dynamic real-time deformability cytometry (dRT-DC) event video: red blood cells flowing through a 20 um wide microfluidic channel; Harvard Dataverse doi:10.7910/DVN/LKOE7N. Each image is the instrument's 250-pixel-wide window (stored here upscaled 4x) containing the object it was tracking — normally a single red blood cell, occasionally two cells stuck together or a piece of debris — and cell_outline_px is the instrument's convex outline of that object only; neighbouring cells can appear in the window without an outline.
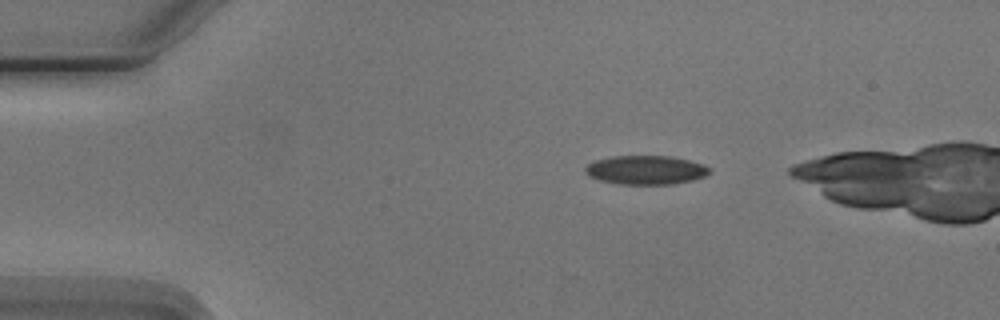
{"species": "Egyptian fruit bat (a non-hibernating species)", "species_latin": "Rousettus aegyptiacus", "temperature_condition": "cold", "stored_images_in_passage": 4, "camera_frame_rate_fps": 3000, "um_per_image_px": 0.085, "animal": {"sex": "male"}, "frame": {"image": 1, "passage_image": 1, "time_ms": 0.0, "image_size_px": [1000, 320], "cell_outline_px": [[712, 172], [704, 176], [692, 180], [672, 184], [616, 184], [600, 180], [588, 176], [584, 172], [584, 168], [588, 164], [596, 160], [612, 156], [672, 156], [704, 164], [712, 168]], "centroid_in_image_um": [54.9, 14.45], "position_along_channel_um": 30.1, "area_um2": 21.1}}
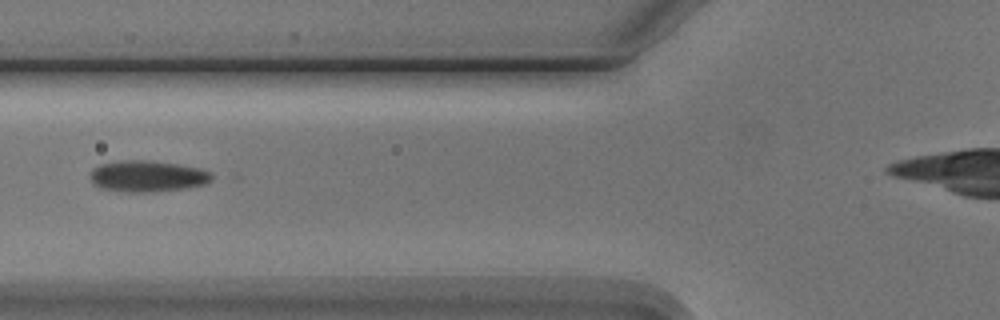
{"frame": {"image": 2, "passage_image": 4, "time_ms": 3.667, "image_size_px": [1000, 320], "cell_outline_px": [[212, 180], [204, 184], [188, 188], [152, 192], [128, 192], [100, 188], [92, 184], [88, 176], [92, 168], [100, 164], [124, 160], [152, 160], [180, 164], [200, 168], [212, 172]], "centroid_in_image_um": [12.52, 14.97], "position_along_channel_um": 113.3, "area_um2": 22.6}}